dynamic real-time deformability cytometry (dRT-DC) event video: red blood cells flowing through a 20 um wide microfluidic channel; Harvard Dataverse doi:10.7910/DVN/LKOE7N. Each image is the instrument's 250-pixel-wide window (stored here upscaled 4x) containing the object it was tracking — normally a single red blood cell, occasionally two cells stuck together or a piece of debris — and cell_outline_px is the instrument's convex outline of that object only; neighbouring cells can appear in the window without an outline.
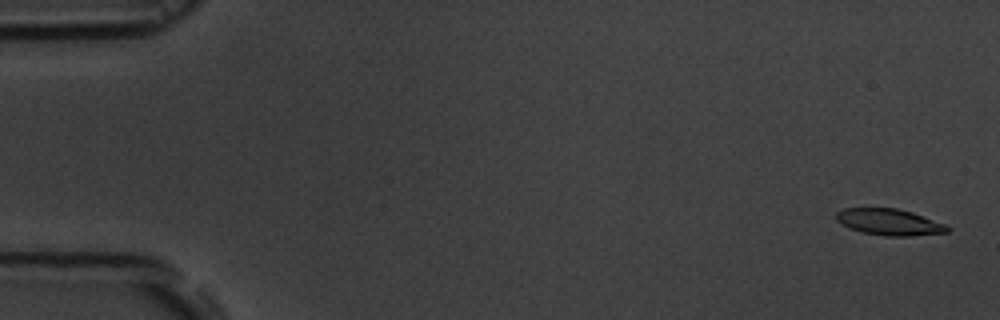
{"species": "common noctule bat (a hibernating species)", "species_latin": "Nyctalus noctula", "temperature_condition": "room temperature", "stored_images_in_passage": 56, "camera_frame_rate_fps": 3000, "um_per_image_px": 0.085, "animal": {"sex": "male", "body_mass_g": 19.5, "forearm_length_mm": 54.6}, "frame": {"image": 1, "passage_image": 2, "time_ms": 0.333, "image_size_px": [1000, 320], "cell_outline_px": [[948, 232], [912, 236], [884, 236], [864, 232], [848, 228], [840, 224], [836, 220], [836, 212], [844, 208], [896, 208], [912, 212], [944, 224], [948, 228]], "centroid_in_image_um": [75.53, 18.87], "position_along_channel_um": 9.5, "area_um2": 16.99}}
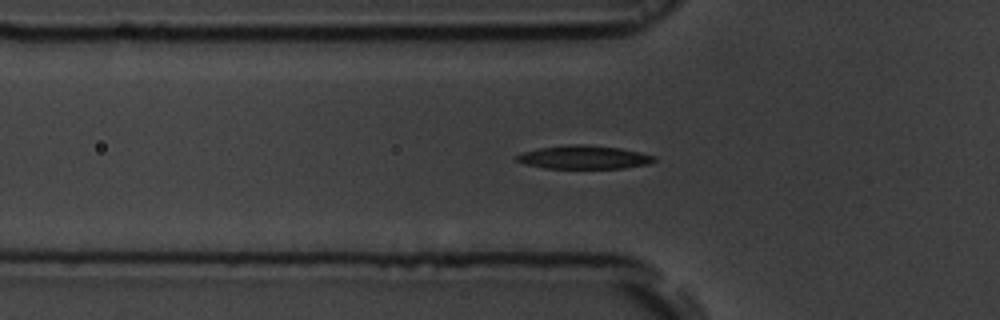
{"frame": {"image": 2, "passage_image": 19, "time_ms": 6.0, "image_size_px": [1000, 320], "cell_outline_px": [[656, 160], [648, 164], [624, 168], [544, 168], [524, 164], [516, 160], [516, 156], [520, 152], [540, 148], [568, 144], [584, 144], [620, 148], [640, 152], [656, 156]], "centroid_in_image_um": [49.62, 13.36], "position_along_channel_um": 76.2, "area_um2": 18.84}}
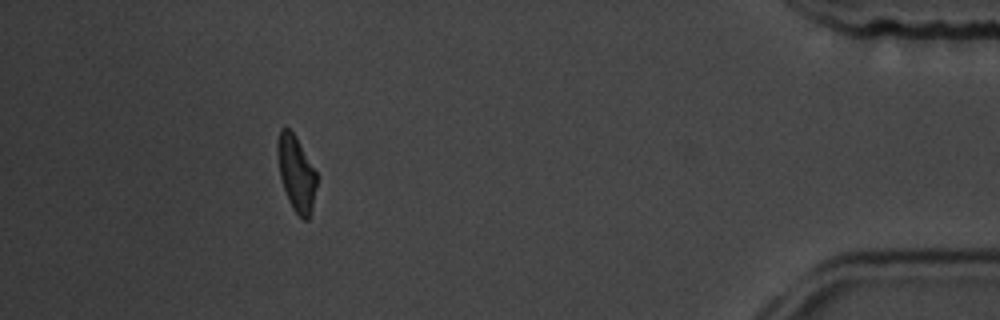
{"frame": {"image": 3, "passage_image": 51, "time_ms": 16.667, "image_size_px": [1000, 320], "cell_outline_px": [[316, 184], [312, 212], [308, 220], [304, 220], [292, 208], [288, 200], [280, 176], [276, 152], [276, 144], [280, 128], [288, 128], [296, 136], [316, 172]], "centroid_in_image_um": [25.16, 14.73], "position_along_channel_um": 410.0, "area_um2": 17.17}, "authors_computed_cell_mechanics": {"area_um2": 18.1781, "velocity_mm_per_s": 3.6608, "shape_relaxation_time_tau1_ms": 3.4726, "shape_relaxation_time_tau2_ms": null, "deformation_change_tau1": 0.1572, "deformation_change_tau2": null}}